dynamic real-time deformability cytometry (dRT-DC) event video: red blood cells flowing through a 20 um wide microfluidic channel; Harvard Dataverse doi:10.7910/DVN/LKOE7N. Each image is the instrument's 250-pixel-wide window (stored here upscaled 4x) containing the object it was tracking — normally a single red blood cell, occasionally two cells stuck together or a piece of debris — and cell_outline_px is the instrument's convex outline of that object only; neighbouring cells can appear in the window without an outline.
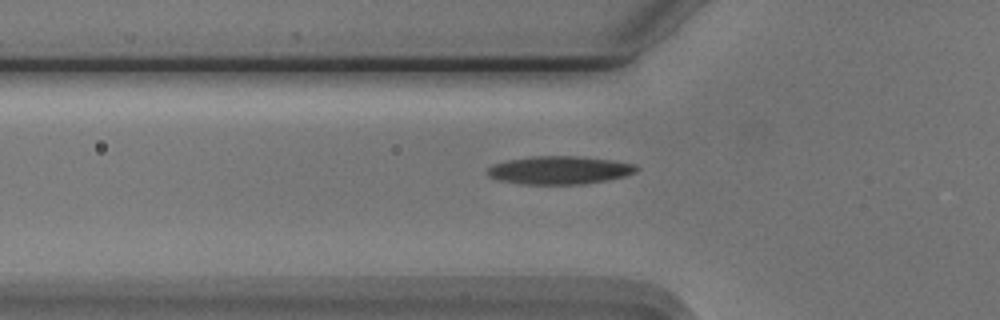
{"species": "Egyptian fruit bat (a non-hibernating species)", "species_latin": "Rousettus aegyptiacus", "temperature_condition": "cold", "stored_images_in_passage": 44, "camera_frame_rate_fps": 3000, "um_per_image_px": 0.085, "animal": {"sex": "male"}, "frame": {"image": 1, "passage_image": 7, "time_ms": 2.0, "image_size_px": [1000, 320], "cell_outline_px": [[640, 168], [636, 172], [624, 176], [608, 180], [584, 184], [520, 184], [500, 180], [488, 176], [488, 168], [492, 164], [508, 160], [532, 156], [572, 156], [608, 160], [632, 164]], "centroid_in_image_um": [47.52, 14.47], "position_along_channel_um": 78.3, "area_um2": 24.16}}
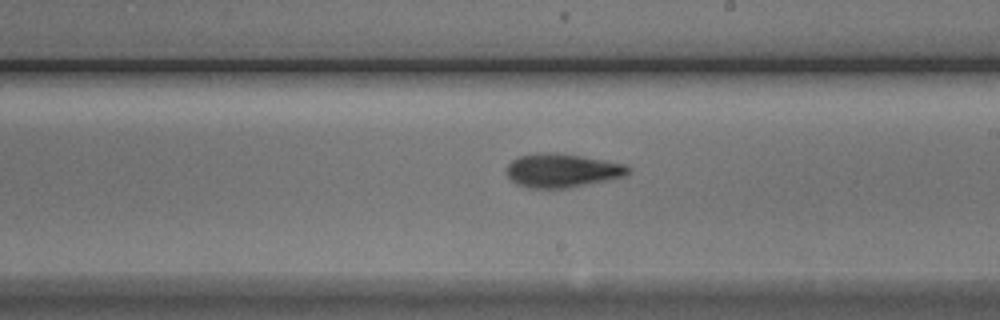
{"frame": {"image": 2, "passage_image": 20, "time_ms": 6.333, "image_size_px": [1000, 320], "cell_outline_px": [[632, 168], [624, 176], [568, 188], [528, 188], [516, 184], [508, 176], [508, 164], [512, 160], [520, 156], [544, 152], [556, 152], [580, 156], [624, 164]], "centroid_in_image_um": [47.76, 14.49], "position_along_channel_um": 241.2, "area_um2": 23.58}}
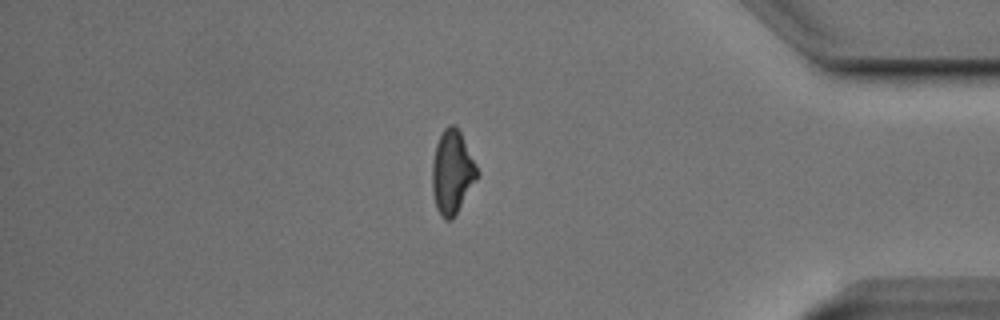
{"frame": {"image": 3, "passage_image": 35, "time_ms": 11.333, "image_size_px": [1000, 320], "cell_outline_px": [[480, 176], [452, 220], [444, 220], [436, 208], [432, 192], [432, 164], [436, 144], [444, 128], [448, 124], [456, 124], [480, 172]], "centroid_in_image_um": [38.45, 14.65], "position_along_channel_um": 396.8, "area_um2": 22.14}, "authors_computed_cell_mechanics": {"area_um2": 22.4553, "velocity_mm_per_s": 3.7558, "shape_relaxation_time_tau1_ms": 3.9337, "shape_relaxation_time_tau2_ms": 3.8893, "deformation_change_tau1": 0.1459, "deformation_change_tau2": 0.1168}}